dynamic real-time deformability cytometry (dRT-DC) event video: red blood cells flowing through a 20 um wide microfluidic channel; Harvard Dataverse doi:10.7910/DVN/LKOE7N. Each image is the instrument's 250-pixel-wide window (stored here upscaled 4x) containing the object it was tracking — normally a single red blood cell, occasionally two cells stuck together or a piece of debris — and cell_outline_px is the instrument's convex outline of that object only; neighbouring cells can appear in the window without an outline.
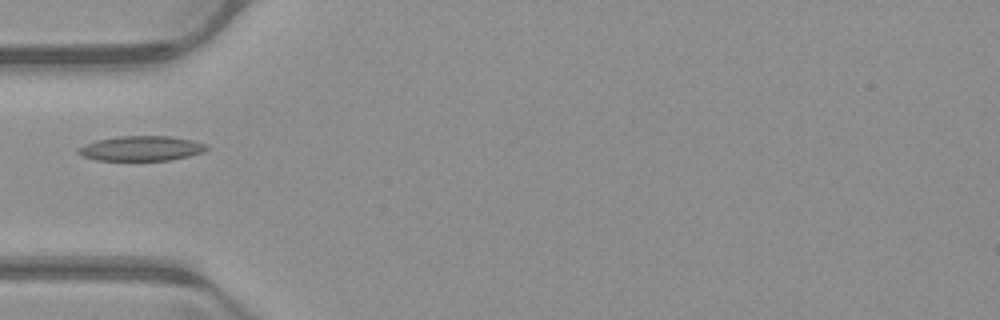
{"species": "common noctule bat (a hibernating species)", "species_latin": "Nyctalus noctula", "temperature_condition": "warm", "stored_images_in_passage": 36, "camera_frame_rate_fps": 3000, "um_per_image_px": 0.085, "animal": {"sex": "male", "body_mass_g": 23.1, "forearm_length_mm": 52.7}, "frame": {"image": 1, "passage_image": 1, "time_ms": 0.0, "image_size_px": [1000, 320], "cell_outline_px": [[208, 148], [204, 152], [172, 160], [96, 160], [84, 156], [76, 152], [76, 148], [84, 144], [96, 140], [120, 136], [168, 136], [192, 140], [208, 144]], "centroid_in_image_um": [12.01, 12.61], "position_along_channel_um": 73.0, "area_um2": 18.67}}
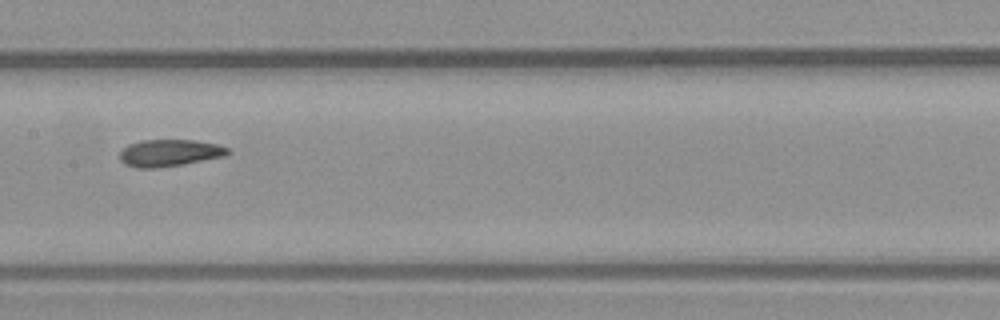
{"frame": {"image": 2, "passage_image": 10, "time_ms": 3.0, "image_size_px": [1000, 320], "cell_outline_px": [[232, 152], [224, 156], [180, 164], [152, 168], [136, 168], [124, 164], [120, 160], [120, 152], [128, 144], [140, 140], [196, 140], [216, 144], [228, 148]], "centroid_in_image_um": [14.38, 12.98], "position_along_channel_um": 193.0, "area_um2": 16.82}}
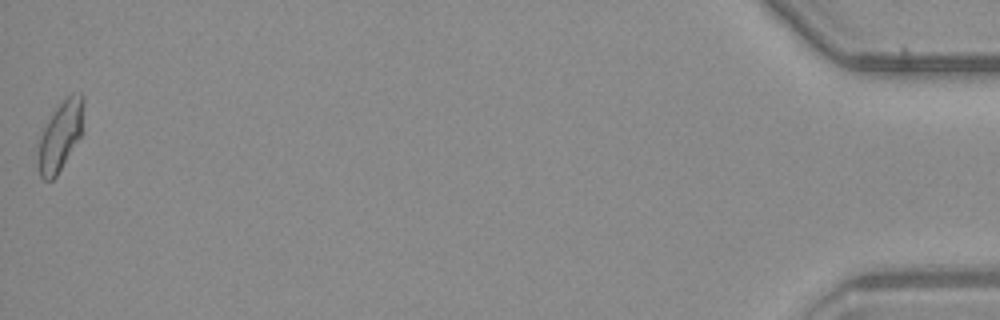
{"frame": {"image": 3, "passage_image": 36, "time_ms": 11.667, "image_size_px": [1000, 320], "cell_outline_px": [[84, 100], [80, 136], [56, 176], [52, 180], [44, 180], [40, 176], [36, 168], [36, 152], [40, 136], [56, 104], [72, 92], [80, 92], [84, 96]], "centroid_in_image_um": [5.07, 11.52], "position_along_channel_um": 430.1, "area_um2": 18.73}}